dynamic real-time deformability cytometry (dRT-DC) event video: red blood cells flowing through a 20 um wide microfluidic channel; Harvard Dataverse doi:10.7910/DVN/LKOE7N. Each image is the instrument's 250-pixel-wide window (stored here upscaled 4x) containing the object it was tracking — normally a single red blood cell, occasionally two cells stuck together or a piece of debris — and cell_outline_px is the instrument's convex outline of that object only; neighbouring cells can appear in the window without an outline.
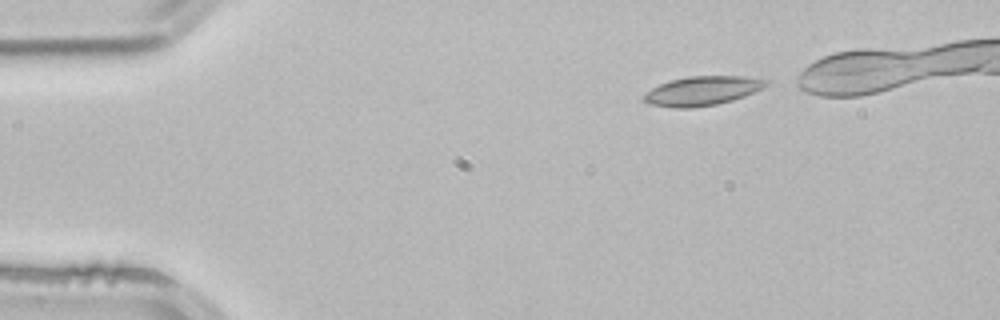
{"species": "common noctule bat (a hibernating species)", "species_latin": "Nyctalus noctula", "temperature_condition": "room temperature", "stored_images_in_passage": 4, "camera_frame_rate_fps": 3000, "um_per_image_px": 0.085, "animal": {"sex": "male", "body_mass_g": 21.5, "forearm_length_mm": 52.0}, "frame": {"image": 1, "passage_image": 1, "time_ms": 0.0, "image_size_px": [1000, 320], "cell_outline_px": [[768, 84], [744, 96], [732, 100], [716, 104], [692, 108], [672, 108], [652, 104], [644, 100], [644, 92], [660, 84], [672, 80], [688, 76], [744, 76], [768, 80]], "centroid_in_image_um": [59.67, 7.72], "position_along_channel_um": 25.3, "area_um2": 20.52}}